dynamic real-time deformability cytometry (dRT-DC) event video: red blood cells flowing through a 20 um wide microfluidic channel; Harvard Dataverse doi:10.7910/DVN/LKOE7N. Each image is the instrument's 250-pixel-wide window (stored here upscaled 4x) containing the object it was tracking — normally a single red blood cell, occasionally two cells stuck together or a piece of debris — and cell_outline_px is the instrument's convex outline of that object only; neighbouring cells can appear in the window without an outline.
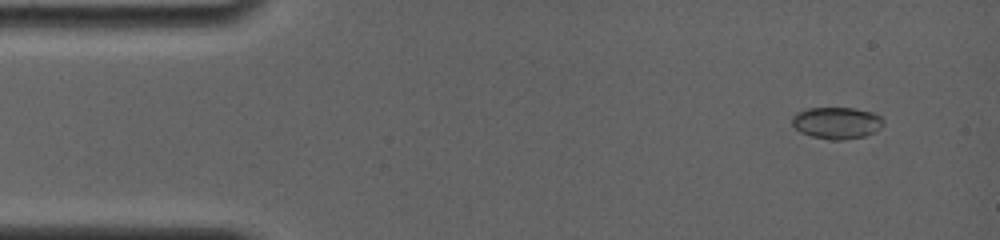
{"species": "common noctule bat (a hibernating species)", "species_latin": "Nyctalus noctula", "temperature_condition": "room temperature", "stored_images_in_passage": 37, "camera_frame_rate_fps": 4000, "um_per_image_px": 0.085, "animal": {"sex": "female", "body_mass_g": 19.0, "forearm_length_mm": 56.7}, "frame": {"image": 1, "passage_image": 1, "time_ms": 0.0, "image_size_px": [1000, 240], "cell_outline_px": [[884, 124], [880, 128], [864, 136], [844, 140], [828, 140], [812, 136], [800, 132], [792, 124], [792, 116], [808, 108], [852, 108], [872, 112], [880, 116], [884, 120]], "centroid_in_image_um": [71.13, 10.45], "position_along_channel_um": 13.9, "area_um2": 16.82}}
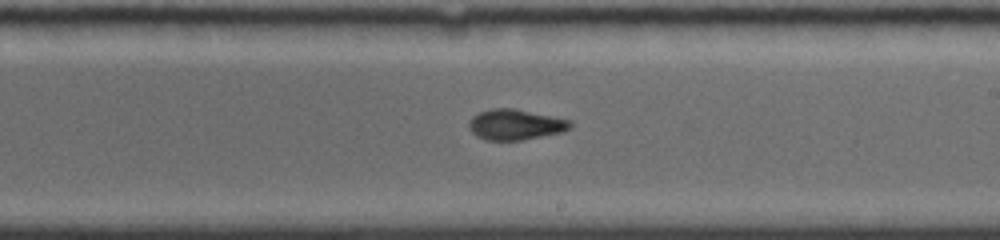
{"frame": {"image": 2, "passage_image": 22, "time_ms": 8.5, "image_size_px": [1000, 240], "cell_outline_px": [[572, 128], [564, 132], [524, 140], [484, 140], [476, 136], [468, 128], [468, 124], [472, 116], [480, 112], [492, 108], [516, 108], [572, 120]], "centroid_in_image_um": [43.84, 10.59], "position_along_channel_um": 245.2, "area_um2": 18.44}}
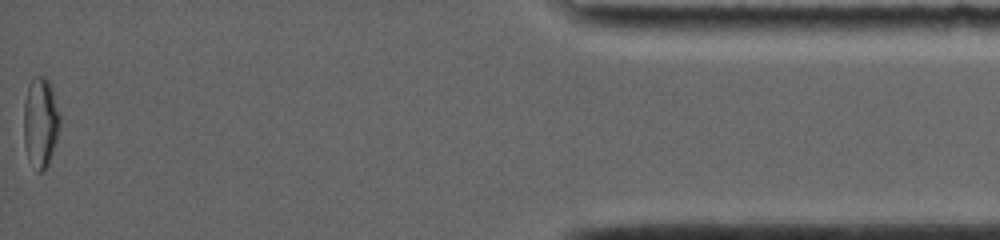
{"frame": {"image": 3, "passage_image": 37, "time_ms": 15.25, "image_size_px": [1000, 240], "cell_outline_px": [[60, 124], [56, 140], [48, 164], [44, 172], [36, 172], [28, 156], [24, 144], [24, 100], [28, 88], [32, 80], [36, 76], [44, 76], [52, 84], [60, 116]], "centroid_in_image_um": [3.45, 10.4], "position_along_channel_um": 431.7, "area_um2": 19.02}, "authors_computed_cell_mechanics": {"area_um2": 17.918, "velocity_mm_per_s": 3.8287, "shape_relaxation_time_tau1_ms": null, "shape_relaxation_time_tau2_ms": 1.5008, "deformation_change_tau1": null, "deformation_change_tau2": 0.0637}}